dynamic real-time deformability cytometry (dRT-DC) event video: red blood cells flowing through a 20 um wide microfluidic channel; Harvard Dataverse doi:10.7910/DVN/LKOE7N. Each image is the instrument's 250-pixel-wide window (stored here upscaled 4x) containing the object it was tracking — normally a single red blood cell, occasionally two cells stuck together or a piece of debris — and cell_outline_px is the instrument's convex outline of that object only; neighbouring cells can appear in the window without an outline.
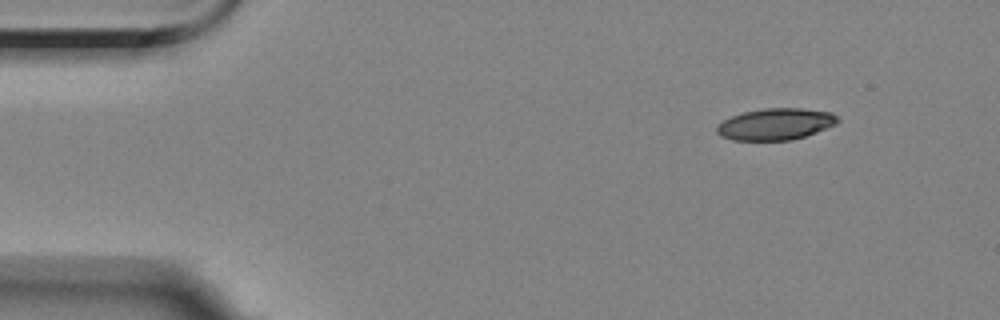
{"species": "Egyptian fruit bat (a non-hibernating species)", "species_latin": "Rousettus aegyptiacus", "temperature_condition": "room temperature", "stored_images_in_passage": 3, "camera_frame_rate_fps": 3000, "um_per_image_px": 0.085, "animal": {"sex": "female"}, "frame": {"image": 1, "passage_image": 1, "time_ms": 0.0, "image_size_px": [1000, 320], "cell_outline_px": [[840, 120], [836, 124], [816, 132], [792, 140], [732, 140], [720, 136], [716, 132], [716, 128], [724, 120], [732, 116], [744, 112], [764, 108], [800, 108], [832, 112]], "centroid_in_image_um": [65.93, 10.55], "position_along_channel_um": 19.1, "area_um2": 22.14}}
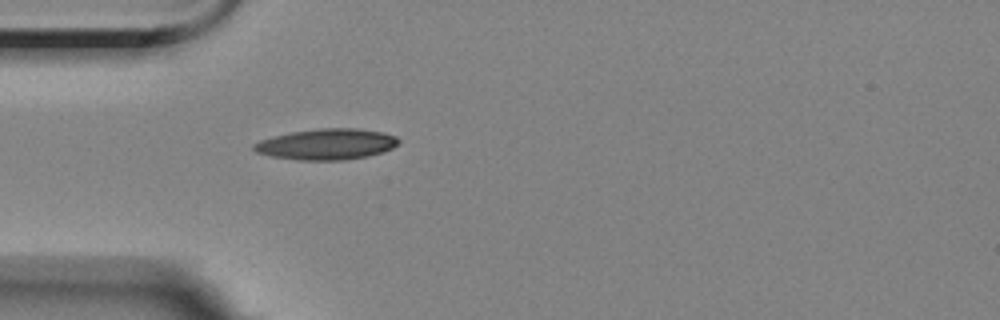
{"frame": {"image": 2, "passage_image": 3, "time_ms": 3.333, "image_size_px": [1000, 320], "cell_outline_px": [[400, 144], [384, 152], [368, 156], [344, 160], [296, 160], [272, 156], [256, 152], [252, 148], [252, 144], [260, 140], [292, 132], [320, 128], [356, 128], [384, 132], [396, 136], [400, 140]], "centroid_in_image_um": [27.81, 12.26], "position_along_channel_um": 57.2, "area_um2": 26.18}}